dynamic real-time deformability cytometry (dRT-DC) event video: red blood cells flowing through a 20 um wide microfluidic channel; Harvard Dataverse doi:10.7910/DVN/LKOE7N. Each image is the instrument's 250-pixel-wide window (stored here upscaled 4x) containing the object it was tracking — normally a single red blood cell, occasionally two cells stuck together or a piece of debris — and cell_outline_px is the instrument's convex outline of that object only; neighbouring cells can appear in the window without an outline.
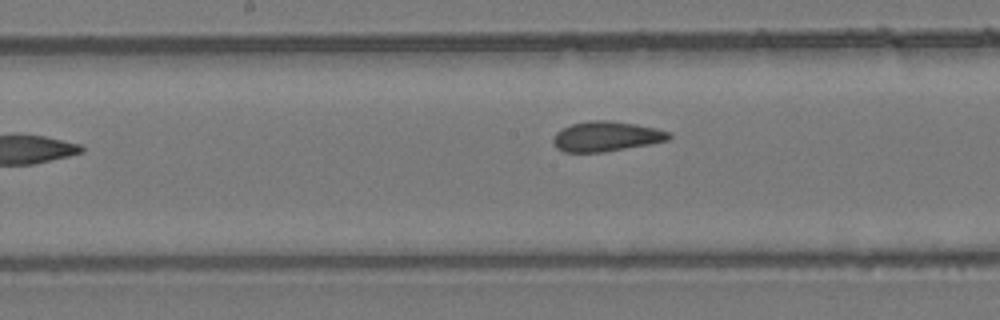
{"species": "common noctule bat (a hibernating species)", "species_latin": "Nyctalus noctula", "temperature_condition": "room temperature", "stored_images_in_passage": 9, "camera_frame_rate_fps": 3000, "um_per_image_px": 0.085, "animal": {"sex": "female", "body_mass_g": 24.6, "forearm_length_mm": 56.2}, "frame": {"image": 1, "passage_image": 8, "time_ms": 9.0, "image_size_px": [1000, 320], "cell_outline_px": [[672, 136], [668, 140], [648, 144], [604, 152], [564, 152], [556, 148], [552, 144], [552, 140], [556, 132], [572, 124], [588, 120], [608, 120], [636, 124], [656, 128], [672, 132]], "centroid_in_image_um": [51.52, 11.59], "position_along_channel_um": 196.7, "area_um2": 20.29}}
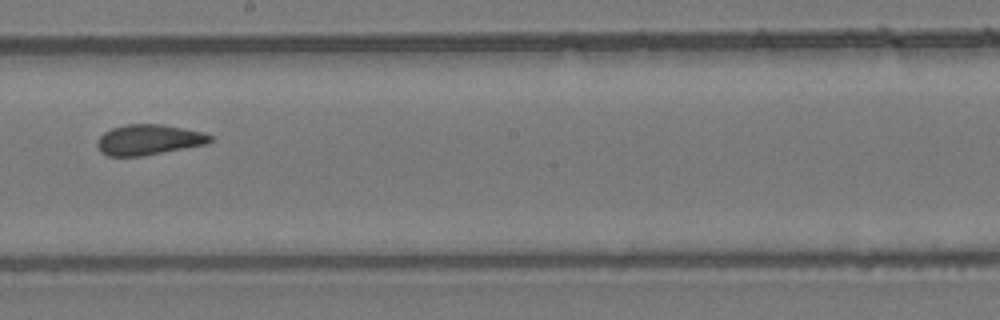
{"frame": {"image": 2, "passage_image": 9, "time_ms": 10.0, "image_size_px": [1000, 320], "cell_outline_px": [[212, 140], [208, 144], [144, 156], [108, 156], [100, 152], [96, 144], [96, 140], [104, 132], [112, 128], [128, 124], [160, 124], [184, 128], [204, 132], [212, 136]], "centroid_in_image_um": [12.64, 11.88], "position_along_channel_um": 235.6, "area_um2": 20.23}}